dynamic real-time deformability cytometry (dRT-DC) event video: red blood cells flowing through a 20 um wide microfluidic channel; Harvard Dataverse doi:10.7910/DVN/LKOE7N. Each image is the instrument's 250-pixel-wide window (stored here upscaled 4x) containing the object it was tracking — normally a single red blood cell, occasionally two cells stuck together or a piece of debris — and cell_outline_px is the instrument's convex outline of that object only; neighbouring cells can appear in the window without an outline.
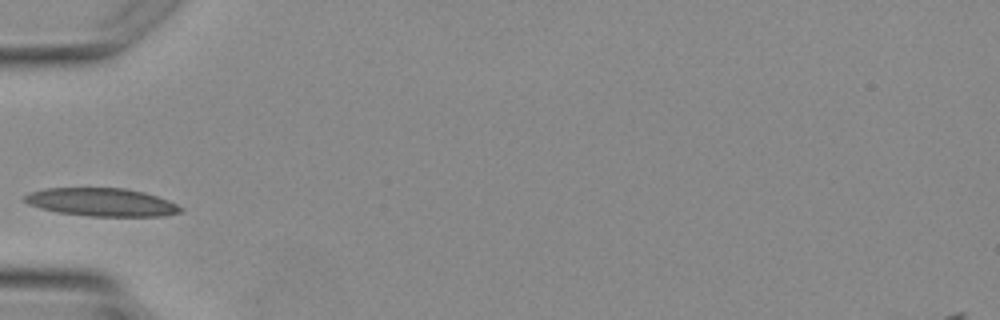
{"species": "Egyptian fruit bat (a non-hibernating species)", "species_latin": "Rousettus aegyptiacus", "temperature_condition": "warm", "stored_images_in_passage": 1, "camera_frame_rate_fps": 3000, "um_per_image_px": 0.085, "animal": {"sex": "female"}, "frame": {"image": 1, "passage_image": 1, "time_ms": 0.0, "image_size_px": [1000, 320], "cell_outline_px": [[184, 208], [180, 212], [160, 216], [88, 216], [56, 212], [40, 208], [28, 204], [24, 200], [24, 196], [28, 192], [44, 188], [124, 188], [144, 192], [168, 200]], "centroid_in_image_um": [8.6, 17.18], "position_along_channel_um": 76.4, "area_um2": 25.55}}